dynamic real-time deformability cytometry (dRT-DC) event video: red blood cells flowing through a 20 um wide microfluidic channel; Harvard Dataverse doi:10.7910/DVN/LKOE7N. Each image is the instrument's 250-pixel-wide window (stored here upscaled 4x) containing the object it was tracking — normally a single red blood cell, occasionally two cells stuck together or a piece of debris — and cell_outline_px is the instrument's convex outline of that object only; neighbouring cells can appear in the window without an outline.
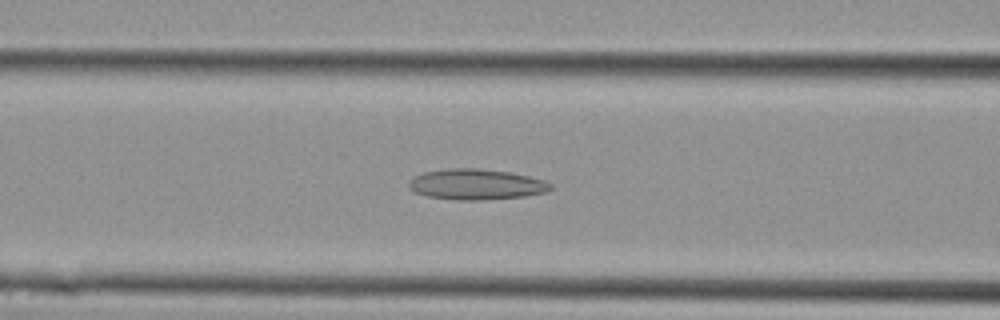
{"species": "Egyptian fruit bat (a non-hibernating species)", "species_latin": "Rousettus aegyptiacus", "temperature_condition": "cold", "stored_images_in_passage": 27, "camera_frame_rate_fps": 3000, "um_per_image_px": 0.085, "animal": {"sex": "female"}, "frame": {"image": 1, "passage_image": 10, "time_ms": 3.0, "image_size_px": [1000, 320], "cell_outline_px": [[552, 188], [544, 192], [524, 196], [484, 200], [460, 200], [428, 196], [416, 192], [408, 188], [408, 180], [412, 176], [424, 172], [448, 168], [476, 168], [508, 172], [528, 176], [544, 180], [552, 184]], "centroid_in_image_um": [40.43, 15.66], "position_along_channel_um": 126.2, "area_um2": 25.26}}
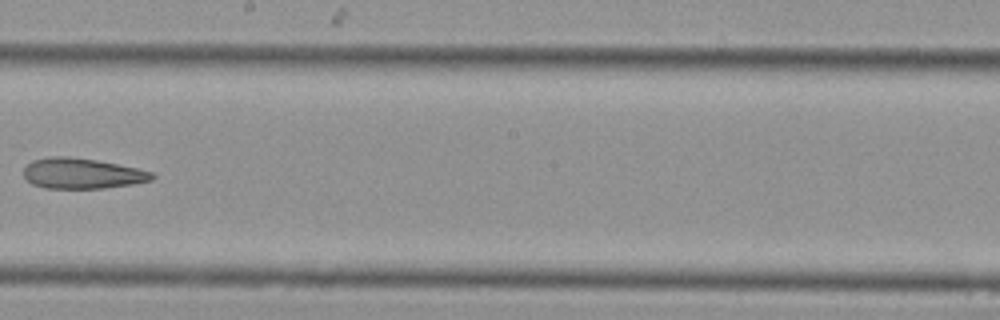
{"frame": {"image": 2, "passage_image": 15, "time_ms": 4.667, "image_size_px": [1000, 320], "cell_outline_px": [[156, 176], [152, 180], [132, 184], [104, 188], [44, 188], [32, 184], [24, 176], [24, 168], [32, 160], [48, 156], [68, 156], [96, 160], [136, 168], [152, 172]], "centroid_in_image_um": [6.96, 14.74], "position_along_channel_um": 241.2, "area_um2": 22.77}}
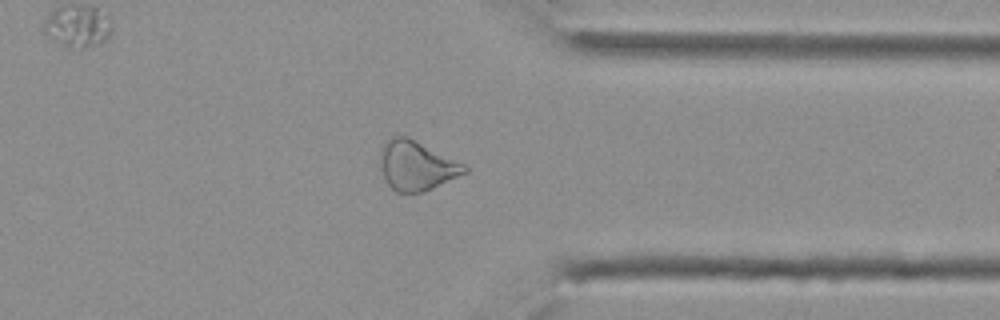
{"frame": {"image": 3, "passage_image": 21, "time_ms": 6.667, "image_size_px": [1000, 320], "cell_outline_px": [[468, 172], [424, 192], [396, 192], [388, 184], [384, 176], [380, 164], [380, 152], [384, 144], [392, 136], [408, 136], [464, 164], [468, 168]], "centroid_in_image_um": [35.41, 14.08], "position_along_channel_um": 376.0, "area_um2": 24.1}}